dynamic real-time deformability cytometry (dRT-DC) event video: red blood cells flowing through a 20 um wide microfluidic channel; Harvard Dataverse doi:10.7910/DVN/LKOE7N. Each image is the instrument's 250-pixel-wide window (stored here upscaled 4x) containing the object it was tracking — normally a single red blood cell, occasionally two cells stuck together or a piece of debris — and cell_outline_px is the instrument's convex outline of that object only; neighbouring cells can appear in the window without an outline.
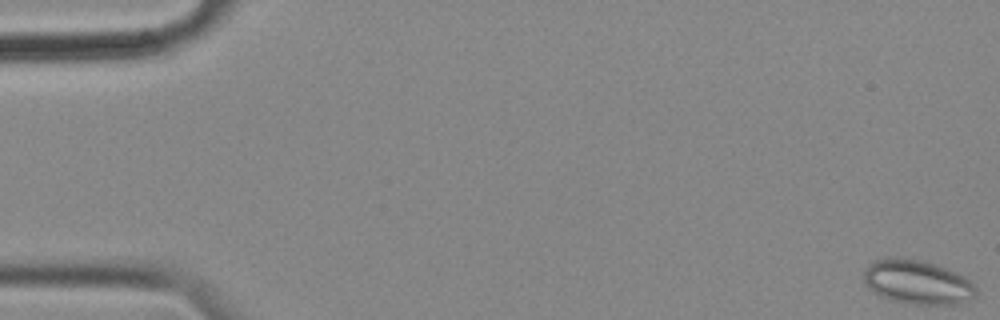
{"species": "common noctule bat (a hibernating species)", "species_latin": "Nyctalus noctula", "temperature_condition": "cold", "stored_images_in_passage": 58, "camera_frame_rate_fps": 3000, "um_per_image_px": 0.085, "animal": {"sex": "female", "body_mass_g": 18.4}, "frame": {"image": 1, "passage_image": 1, "time_ms": 0.0, "image_size_px": [1000, 320], "cell_outline_px": [[976, 296], [972, 300], [964, 304], [904, 304], [888, 300], [872, 292], [868, 288], [864, 280], [864, 268], [872, 260], [900, 256], [920, 260], [936, 264], [956, 272], [972, 280], [976, 284]], "centroid_in_image_um": [77.99, 23.99], "position_along_channel_um": 7.0, "area_um2": 29.77}}
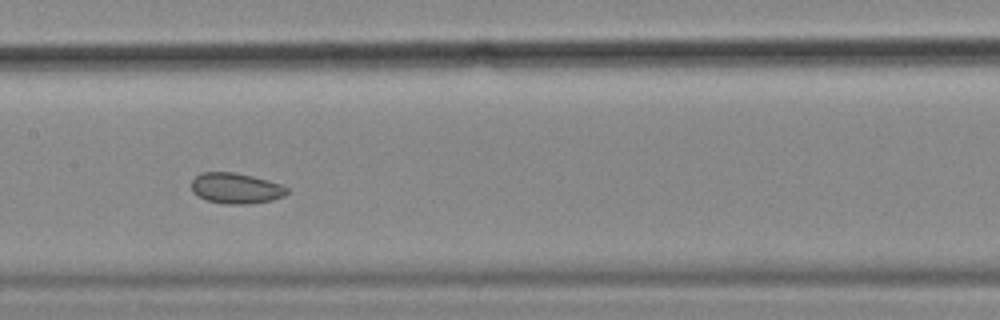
{"frame": {"image": 2, "passage_image": 29, "time_ms": 9.333, "image_size_px": [1000, 320], "cell_outline_px": [[288, 192], [284, 196], [272, 200], [244, 204], [224, 204], [208, 200], [196, 196], [192, 192], [192, 180], [200, 172], [232, 172], [252, 176], [268, 180], [280, 184], [288, 188]], "centroid_in_image_um": [20.03, 16.0], "position_along_channel_um": 187.4, "area_um2": 17.05}}
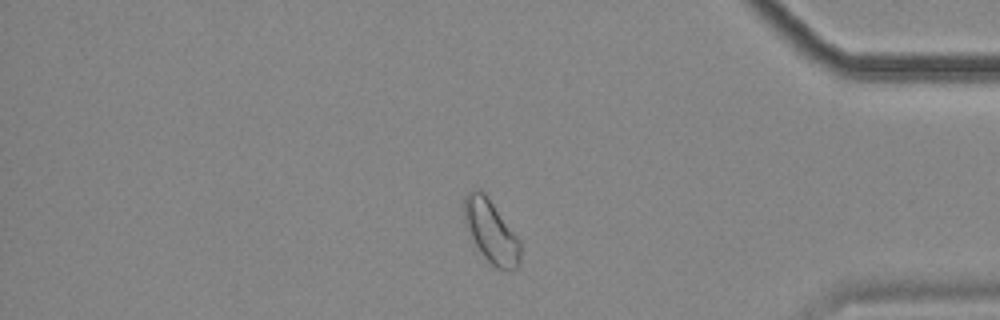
{"frame": {"image": 3, "passage_image": 49, "time_ms": 16.0, "image_size_px": [1000, 320], "cell_outline_px": [[520, 264], [516, 268], [508, 272], [496, 268], [480, 252], [464, 220], [464, 196], [472, 188], [476, 188], [484, 192], [520, 240]], "centroid_in_image_um": [41.76, 19.68], "position_along_channel_um": 393.4, "area_um2": 20.35}, "authors_computed_cell_mechanics": {"area_um2": 20.1722, "velocity_mm_per_s": 3.4857, "shape_relaxation_time_tau1_ms": null, "shape_relaxation_time_tau2_ms": 4.9701, "deformation_change_tau1": null, "deformation_change_tau2": 0.0848}}